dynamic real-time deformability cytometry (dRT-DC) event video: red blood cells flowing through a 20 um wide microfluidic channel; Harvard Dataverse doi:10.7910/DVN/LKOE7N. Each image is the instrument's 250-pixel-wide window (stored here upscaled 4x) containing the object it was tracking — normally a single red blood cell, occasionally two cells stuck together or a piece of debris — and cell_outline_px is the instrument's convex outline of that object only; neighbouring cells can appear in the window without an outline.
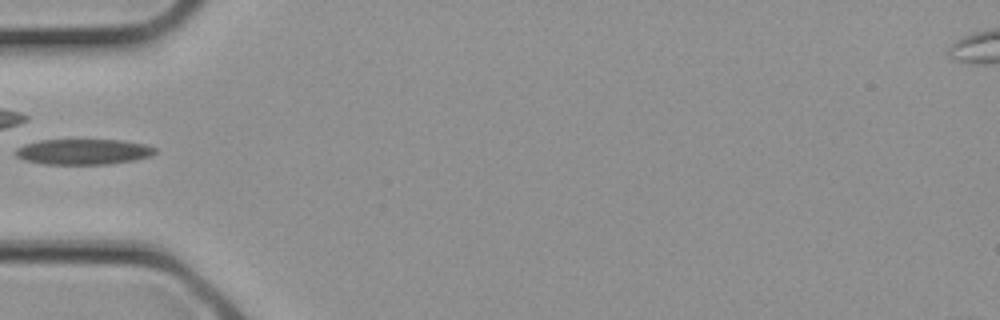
{"species": "common noctule bat (a hibernating species)", "species_latin": "Nyctalus noctula", "temperature_condition": "cold", "stored_images_in_passage": 12, "camera_frame_rate_fps": 3000, "um_per_image_px": 0.085, "animal": {"sex": "female", "body_mass_g": 21.9}, "frame": {"image": 1, "passage_image": 6, "time_ms": 1.667, "image_size_px": [1000, 320], "cell_outline_px": [[156, 152], [152, 156], [132, 160], [108, 164], [44, 164], [24, 160], [16, 156], [12, 152], [16, 148], [24, 144], [40, 140], [120, 140], [144, 144], [156, 148]], "centroid_in_image_um": [7.04, 12.9], "position_along_channel_um": 78.0, "area_um2": 20.81}}